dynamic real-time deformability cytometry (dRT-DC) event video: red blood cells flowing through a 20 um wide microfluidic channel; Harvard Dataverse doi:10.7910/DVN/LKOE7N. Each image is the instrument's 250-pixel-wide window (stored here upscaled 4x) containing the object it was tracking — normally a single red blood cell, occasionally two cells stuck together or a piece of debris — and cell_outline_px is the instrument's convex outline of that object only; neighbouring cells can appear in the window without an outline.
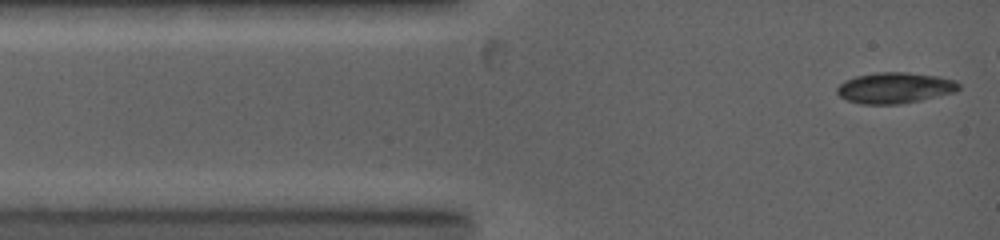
{"species": "common noctule bat (a hibernating species)", "species_latin": "Nyctalus noctula", "temperature_condition": "warm", "stored_images_in_passage": 16, "camera_frame_rate_fps": 5000, "um_per_image_px": 0.085, "animal": {"sex": "female", "body_mass_g": 19.0, "forearm_length_mm": 53.3}, "frame": {"image": 1, "passage_image": 1, "time_ms": 0.0, "image_size_px": [1000, 240], "cell_outline_px": [[960, 88], [956, 92], [920, 100], [900, 104], [860, 104], [848, 100], [840, 96], [836, 92], [836, 88], [844, 80], [856, 76], [876, 72], [908, 72], [936, 76], [956, 80], [960, 84]], "centroid_in_image_um": [76.06, 7.46], "position_along_channel_um": 8.9, "area_um2": 22.02}}
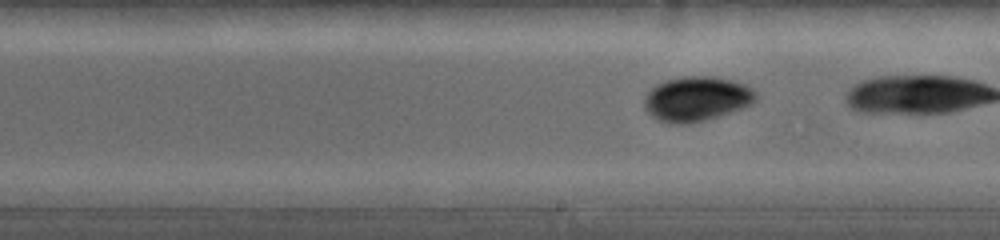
{"frame": {"image": 2, "passage_image": 16, "time_ms": 8.4, "image_size_px": [1000, 240], "cell_outline_px": [[756, 100], [752, 104], [744, 108], [720, 116], [688, 124], [668, 124], [652, 116], [644, 108], [644, 96], [656, 84], [664, 80], [684, 76], [712, 76], [732, 80], [748, 84], [756, 92]], "centroid_in_image_um": [59.23, 8.4], "position_along_channel_um": 229.8, "area_um2": 29.48}}